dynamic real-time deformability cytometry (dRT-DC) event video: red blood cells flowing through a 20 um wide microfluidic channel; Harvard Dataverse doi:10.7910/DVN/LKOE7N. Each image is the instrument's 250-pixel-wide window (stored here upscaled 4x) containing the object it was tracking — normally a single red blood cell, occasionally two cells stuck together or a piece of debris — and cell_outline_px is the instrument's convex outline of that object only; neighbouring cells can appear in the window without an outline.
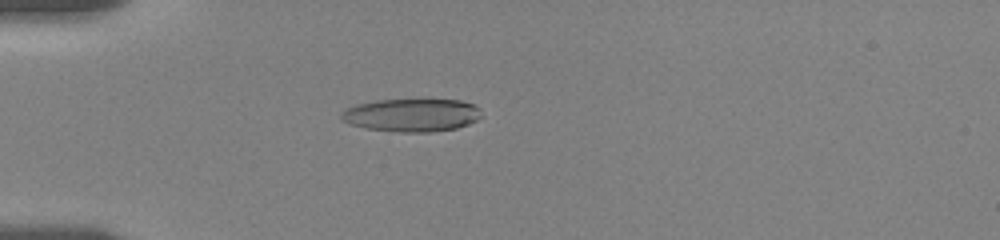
{"species": "human", "species_latin": "Homo sapiens", "temperature_condition": "room temperature", "stored_images_in_passage": 7, "camera_frame_rate_fps": 3000, "um_per_image_px": 0.085, "donor": {"sex": "female"}, "frame": {"image": 1, "passage_image": 4, "time_ms": 3.333, "image_size_px": [1000, 240], "cell_outline_px": [[480, 116], [476, 120], [468, 124], [456, 128], [428, 132], [400, 132], [364, 128], [348, 124], [340, 116], [340, 112], [356, 104], [376, 100], [428, 96], [460, 100], [476, 104], [480, 108]], "centroid_in_image_um": [35.02, 9.72], "position_along_channel_um": 50.0, "area_um2": 28.15}}
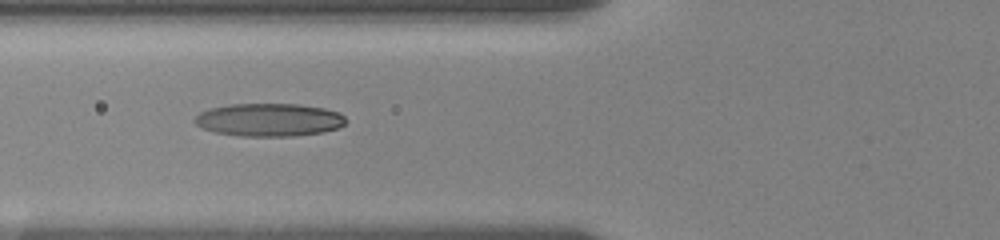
{"frame": {"image": 2, "passage_image": 6, "time_ms": 5.333, "image_size_px": [1000, 240], "cell_outline_px": [[344, 124], [336, 128], [320, 132], [296, 136], [236, 136], [216, 132], [204, 128], [196, 124], [196, 116], [200, 112], [208, 108], [228, 104], [300, 104], [324, 108], [340, 112], [344, 116]], "centroid_in_image_um": [22.86, 10.17], "position_along_channel_um": 102.9, "area_um2": 28.96}}
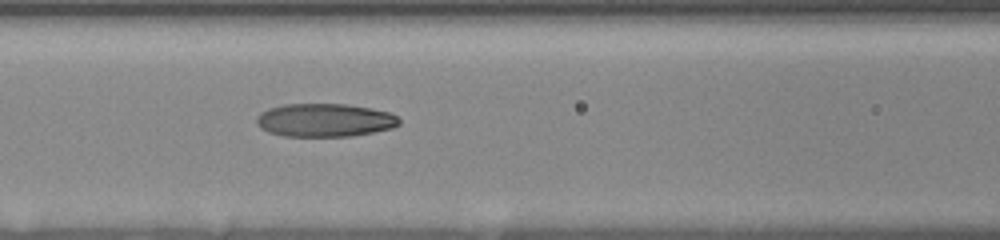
{"frame": {"image": 3, "passage_image": 7, "time_ms": 6.333, "image_size_px": [1000, 240], "cell_outline_px": [[400, 124], [392, 128], [352, 136], [284, 136], [268, 132], [260, 128], [256, 124], [256, 116], [260, 112], [268, 108], [284, 104], [344, 104], [372, 108], [388, 112], [396, 116], [400, 120]], "centroid_in_image_um": [27.56, 10.21], "position_along_channel_um": 139.0, "area_um2": 27.74}}